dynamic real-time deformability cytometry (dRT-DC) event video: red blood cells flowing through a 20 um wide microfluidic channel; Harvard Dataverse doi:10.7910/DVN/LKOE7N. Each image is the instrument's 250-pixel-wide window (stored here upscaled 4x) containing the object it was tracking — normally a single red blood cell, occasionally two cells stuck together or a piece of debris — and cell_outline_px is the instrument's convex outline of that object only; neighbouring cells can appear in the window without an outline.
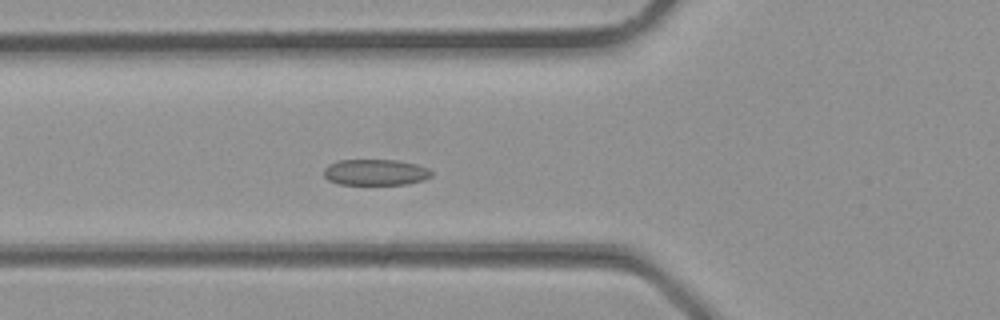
{"species": "common noctule bat (a hibernating species)", "species_latin": "Nyctalus noctula", "temperature_condition": "room temperature", "stored_images_in_passage": 25, "camera_frame_rate_fps": 3000, "um_per_image_px": 0.085, "animal": {"sex": "male", "body_mass_g": 23.1, "forearm_length_mm": 52.7}, "frame": {"image": 1, "passage_image": 3, "time_ms": 0.667, "image_size_px": [1000, 320], "cell_outline_px": [[432, 176], [424, 180], [408, 184], [340, 184], [328, 180], [324, 176], [324, 168], [328, 164], [336, 160], [396, 160], [416, 164], [428, 168], [432, 172]], "centroid_in_image_um": [31.91, 14.64], "position_along_channel_um": 93.9, "area_um2": 16.42}}
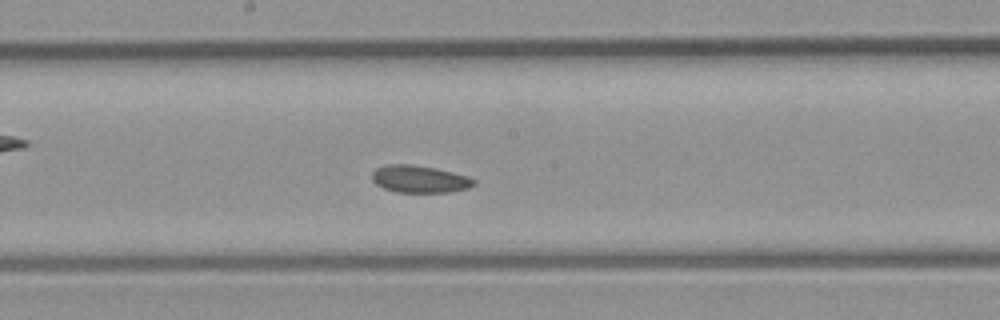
{"frame": {"image": 2, "passage_image": 9, "time_ms": 2.667, "image_size_px": [1000, 320], "cell_outline_px": [[476, 184], [468, 188], [452, 192], [396, 192], [384, 188], [376, 184], [372, 180], [372, 172], [376, 168], [388, 164], [412, 164], [436, 168], [468, 176], [476, 180]], "centroid_in_image_um": [35.67, 15.22], "position_along_channel_um": 212.5, "area_um2": 16.3}}
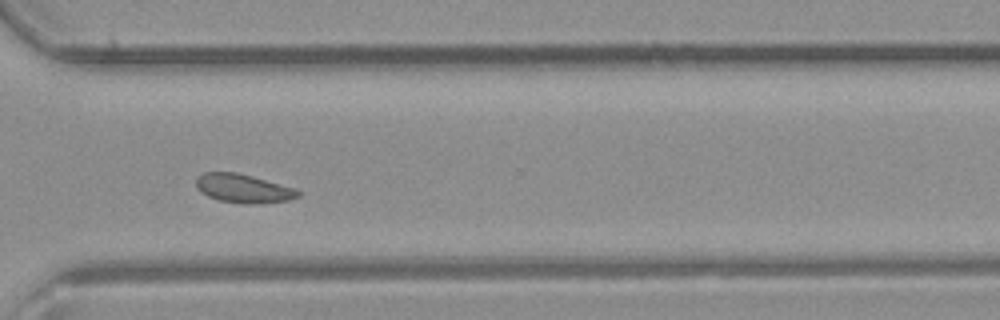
{"frame": {"image": 3, "passage_image": 16, "time_ms": 5.0, "image_size_px": [1000, 320], "cell_outline_px": [[300, 196], [288, 200], [260, 204], [248, 204], [220, 200], [208, 196], [200, 192], [196, 188], [196, 176], [204, 172], [236, 172], [252, 176], [292, 188], [300, 192]], "centroid_in_image_um": [20.63, 16.02], "position_along_channel_um": 350.0, "area_um2": 16.94}}